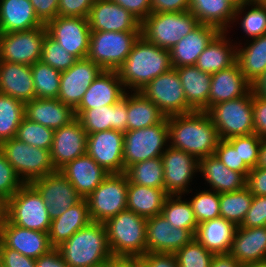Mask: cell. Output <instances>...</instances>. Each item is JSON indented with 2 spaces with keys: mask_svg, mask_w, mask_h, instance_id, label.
<instances>
[{
  "mask_svg": "<svg viewBox=\"0 0 266 267\" xmlns=\"http://www.w3.org/2000/svg\"><path fill=\"white\" fill-rule=\"evenodd\" d=\"M199 24L190 11L151 13L141 22V36L162 49L170 50Z\"/></svg>",
  "mask_w": 266,
  "mask_h": 267,
  "instance_id": "obj_6",
  "label": "cell"
},
{
  "mask_svg": "<svg viewBox=\"0 0 266 267\" xmlns=\"http://www.w3.org/2000/svg\"><path fill=\"white\" fill-rule=\"evenodd\" d=\"M0 151L23 183H31L56 171L50 150L28 145L15 137L1 142Z\"/></svg>",
  "mask_w": 266,
  "mask_h": 267,
  "instance_id": "obj_7",
  "label": "cell"
},
{
  "mask_svg": "<svg viewBox=\"0 0 266 267\" xmlns=\"http://www.w3.org/2000/svg\"><path fill=\"white\" fill-rule=\"evenodd\" d=\"M228 32L221 31L199 55L196 67L208 74H215L236 63L237 42L226 37ZM233 44V45H232Z\"/></svg>",
  "mask_w": 266,
  "mask_h": 267,
  "instance_id": "obj_36",
  "label": "cell"
},
{
  "mask_svg": "<svg viewBox=\"0 0 266 267\" xmlns=\"http://www.w3.org/2000/svg\"><path fill=\"white\" fill-rule=\"evenodd\" d=\"M128 181L140 186L164 188L163 161L161 157L140 161L124 172Z\"/></svg>",
  "mask_w": 266,
  "mask_h": 267,
  "instance_id": "obj_42",
  "label": "cell"
},
{
  "mask_svg": "<svg viewBox=\"0 0 266 267\" xmlns=\"http://www.w3.org/2000/svg\"><path fill=\"white\" fill-rule=\"evenodd\" d=\"M140 92L153 101L166 117L195 111L186 101L181 81L174 68L151 80Z\"/></svg>",
  "mask_w": 266,
  "mask_h": 267,
  "instance_id": "obj_12",
  "label": "cell"
},
{
  "mask_svg": "<svg viewBox=\"0 0 266 267\" xmlns=\"http://www.w3.org/2000/svg\"><path fill=\"white\" fill-rule=\"evenodd\" d=\"M141 32L91 31L87 59L103 70H118Z\"/></svg>",
  "mask_w": 266,
  "mask_h": 267,
  "instance_id": "obj_9",
  "label": "cell"
},
{
  "mask_svg": "<svg viewBox=\"0 0 266 267\" xmlns=\"http://www.w3.org/2000/svg\"><path fill=\"white\" fill-rule=\"evenodd\" d=\"M47 35L78 60L89 51L91 29L87 18L57 16L45 24Z\"/></svg>",
  "mask_w": 266,
  "mask_h": 267,
  "instance_id": "obj_14",
  "label": "cell"
},
{
  "mask_svg": "<svg viewBox=\"0 0 266 267\" xmlns=\"http://www.w3.org/2000/svg\"><path fill=\"white\" fill-rule=\"evenodd\" d=\"M252 89L258 95L266 98V71L260 78L252 85Z\"/></svg>",
  "mask_w": 266,
  "mask_h": 267,
  "instance_id": "obj_66",
  "label": "cell"
},
{
  "mask_svg": "<svg viewBox=\"0 0 266 267\" xmlns=\"http://www.w3.org/2000/svg\"><path fill=\"white\" fill-rule=\"evenodd\" d=\"M246 187L256 196H266V168L255 167L248 172Z\"/></svg>",
  "mask_w": 266,
  "mask_h": 267,
  "instance_id": "obj_60",
  "label": "cell"
},
{
  "mask_svg": "<svg viewBox=\"0 0 266 267\" xmlns=\"http://www.w3.org/2000/svg\"><path fill=\"white\" fill-rule=\"evenodd\" d=\"M38 19L45 25L58 16L59 0H29Z\"/></svg>",
  "mask_w": 266,
  "mask_h": 267,
  "instance_id": "obj_59",
  "label": "cell"
},
{
  "mask_svg": "<svg viewBox=\"0 0 266 267\" xmlns=\"http://www.w3.org/2000/svg\"><path fill=\"white\" fill-rule=\"evenodd\" d=\"M163 161L164 190L168 195L190 193V182L198 173L199 160L185 151L168 146L161 155Z\"/></svg>",
  "mask_w": 266,
  "mask_h": 267,
  "instance_id": "obj_15",
  "label": "cell"
},
{
  "mask_svg": "<svg viewBox=\"0 0 266 267\" xmlns=\"http://www.w3.org/2000/svg\"><path fill=\"white\" fill-rule=\"evenodd\" d=\"M87 133L75 117L67 125L54 132L50 156L55 170L86 154Z\"/></svg>",
  "mask_w": 266,
  "mask_h": 267,
  "instance_id": "obj_21",
  "label": "cell"
},
{
  "mask_svg": "<svg viewBox=\"0 0 266 267\" xmlns=\"http://www.w3.org/2000/svg\"><path fill=\"white\" fill-rule=\"evenodd\" d=\"M235 9L229 0H190L189 3V11L200 24L212 25L225 32L233 24Z\"/></svg>",
  "mask_w": 266,
  "mask_h": 267,
  "instance_id": "obj_37",
  "label": "cell"
},
{
  "mask_svg": "<svg viewBox=\"0 0 266 267\" xmlns=\"http://www.w3.org/2000/svg\"><path fill=\"white\" fill-rule=\"evenodd\" d=\"M55 130L45 127L39 123L23 118L18 127L16 137L28 145L50 150L52 147Z\"/></svg>",
  "mask_w": 266,
  "mask_h": 267,
  "instance_id": "obj_47",
  "label": "cell"
},
{
  "mask_svg": "<svg viewBox=\"0 0 266 267\" xmlns=\"http://www.w3.org/2000/svg\"><path fill=\"white\" fill-rule=\"evenodd\" d=\"M252 2L266 4V0H252Z\"/></svg>",
  "mask_w": 266,
  "mask_h": 267,
  "instance_id": "obj_71",
  "label": "cell"
},
{
  "mask_svg": "<svg viewBox=\"0 0 266 267\" xmlns=\"http://www.w3.org/2000/svg\"><path fill=\"white\" fill-rule=\"evenodd\" d=\"M0 93L24 104L35 98L34 82L29 65L0 61Z\"/></svg>",
  "mask_w": 266,
  "mask_h": 267,
  "instance_id": "obj_27",
  "label": "cell"
},
{
  "mask_svg": "<svg viewBox=\"0 0 266 267\" xmlns=\"http://www.w3.org/2000/svg\"><path fill=\"white\" fill-rule=\"evenodd\" d=\"M31 184L46 203L51 220L83 199L60 170L35 179Z\"/></svg>",
  "mask_w": 266,
  "mask_h": 267,
  "instance_id": "obj_17",
  "label": "cell"
},
{
  "mask_svg": "<svg viewBox=\"0 0 266 267\" xmlns=\"http://www.w3.org/2000/svg\"><path fill=\"white\" fill-rule=\"evenodd\" d=\"M0 267H35V259L7 248L0 241Z\"/></svg>",
  "mask_w": 266,
  "mask_h": 267,
  "instance_id": "obj_56",
  "label": "cell"
},
{
  "mask_svg": "<svg viewBox=\"0 0 266 267\" xmlns=\"http://www.w3.org/2000/svg\"><path fill=\"white\" fill-rule=\"evenodd\" d=\"M78 59L69 54L56 41L46 35L43 45L41 61L60 72L69 69Z\"/></svg>",
  "mask_w": 266,
  "mask_h": 267,
  "instance_id": "obj_50",
  "label": "cell"
},
{
  "mask_svg": "<svg viewBox=\"0 0 266 267\" xmlns=\"http://www.w3.org/2000/svg\"><path fill=\"white\" fill-rule=\"evenodd\" d=\"M190 0H151V13L189 11Z\"/></svg>",
  "mask_w": 266,
  "mask_h": 267,
  "instance_id": "obj_62",
  "label": "cell"
},
{
  "mask_svg": "<svg viewBox=\"0 0 266 267\" xmlns=\"http://www.w3.org/2000/svg\"><path fill=\"white\" fill-rule=\"evenodd\" d=\"M209 108L215 104L245 96L252 84L240 72L237 63L211 75Z\"/></svg>",
  "mask_w": 266,
  "mask_h": 267,
  "instance_id": "obj_28",
  "label": "cell"
},
{
  "mask_svg": "<svg viewBox=\"0 0 266 267\" xmlns=\"http://www.w3.org/2000/svg\"><path fill=\"white\" fill-rule=\"evenodd\" d=\"M35 267H69L63 260L57 248L51 249L46 254L35 259Z\"/></svg>",
  "mask_w": 266,
  "mask_h": 267,
  "instance_id": "obj_63",
  "label": "cell"
},
{
  "mask_svg": "<svg viewBox=\"0 0 266 267\" xmlns=\"http://www.w3.org/2000/svg\"><path fill=\"white\" fill-rule=\"evenodd\" d=\"M126 92L116 70H103L86 89L82 101L75 110L114 105L124 97Z\"/></svg>",
  "mask_w": 266,
  "mask_h": 267,
  "instance_id": "obj_24",
  "label": "cell"
},
{
  "mask_svg": "<svg viewBox=\"0 0 266 267\" xmlns=\"http://www.w3.org/2000/svg\"><path fill=\"white\" fill-rule=\"evenodd\" d=\"M193 238L194 234L190 230L171 226L162 214L147 218V253L174 254Z\"/></svg>",
  "mask_w": 266,
  "mask_h": 267,
  "instance_id": "obj_19",
  "label": "cell"
},
{
  "mask_svg": "<svg viewBox=\"0 0 266 267\" xmlns=\"http://www.w3.org/2000/svg\"><path fill=\"white\" fill-rule=\"evenodd\" d=\"M198 172L211 190L219 194L239 191L246 186V178L240 172L225 166L215 154L199 160Z\"/></svg>",
  "mask_w": 266,
  "mask_h": 267,
  "instance_id": "obj_31",
  "label": "cell"
},
{
  "mask_svg": "<svg viewBox=\"0 0 266 267\" xmlns=\"http://www.w3.org/2000/svg\"><path fill=\"white\" fill-rule=\"evenodd\" d=\"M45 25L26 31L0 33V61L33 65L41 60Z\"/></svg>",
  "mask_w": 266,
  "mask_h": 267,
  "instance_id": "obj_13",
  "label": "cell"
},
{
  "mask_svg": "<svg viewBox=\"0 0 266 267\" xmlns=\"http://www.w3.org/2000/svg\"><path fill=\"white\" fill-rule=\"evenodd\" d=\"M178 267H211L214 254L195 238L175 253Z\"/></svg>",
  "mask_w": 266,
  "mask_h": 267,
  "instance_id": "obj_49",
  "label": "cell"
},
{
  "mask_svg": "<svg viewBox=\"0 0 266 267\" xmlns=\"http://www.w3.org/2000/svg\"><path fill=\"white\" fill-rule=\"evenodd\" d=\"M124 133L113 129L87 135L86 153L109 173H124Z\"/></svg>",
  "mask_w": 266,
  "mask_h": 267,
  "instance_id": "obj_16",
  "label": "cell"
},
{
  "mask_svg": "<svg viewBox=\"0 0 266 267\" xmlns=\"http://www.w3.org/2000/svg\"><path fill=\"white\" fill-rule=\"evenodd\" d=\"M211 267H245L230 253L214 254Z\"/></svg>",
  "mask_w": 266,
  "mask_h": 267,
  "instance_id": "obj_65",
  "label": "cell"
},
{
  "mask_svg": "<svg viewBox=\"0 0 266 267\" xmlns=\"http://www.w3.org/2000/svg\"><path fill=\"white\" fill-rule=\"evenodd\" d=\"M207 114L220 139L254 134L252 89L243 97L211 106Z\"/></svg>",
  "mask_w": 266,
  "mask_h": 267,
  "instance_id": "obj_8",
  "label": "cell"
},
{
  "mask_svg": "<svg viewBox=\"0 0 266 267\" xmlns=\"http://www.w3.org/2000/svg\"><path fill=\"white\" fill-rule=\"evenodd\" d=\"M169 146L167 117L158 124L124 133L125 170L140 161L161 157Z\"/></svg>",
  "mask_w": 266,
  "mask_h": 267,
  "instance_id": "obj_10",
  "label": "cell"
},
{
  "mask_svg": "<svg viewBox=\"0 0 266 267\" xmlns=\"http://www.w3.org/2000/svg\"><path fill=\"white\" fill-rule=\"evenodd\" d=\"M57 249L69 267H98L113 256L105 226L98 222L80 229Z\"/></svg>",
  "mask_w": 266,
  "mask_h": 267,
  "instance_id": "obj_3",
  "label": "cell"
},
{
  "mask_svg": "<svg viewBox=\"0 0 266 267\" xmlns=\"http://www.w3.org/2000/svg\"><path fill=\"white\" fill-rule=\"evenodd\" d=\"M215 155L229 169L240 172L245 178L251 170L240 158L238 149L227 140L220 139L215 150Z\"/></svg>",
  "mask_w": 266,
  "mask_h": 267,
  "instance_id": "obj_53",
  "label": "cell"
},
{
  "mask_svg": "<svg viewBox=\"0 0 266 267\" xmlns=\"http://www.w3.org/2000/svg\"><path fill=\"white\" fill-rule=\"evenodd\" d=\"M91 222L88 203L83 198L79 203L67 208L59 217L51 220V227L48 233L50 244L57 248L74 233L87 227Z\"/></svg>",
  "mask_w": 266,
  "mask_h": 267,
  "instance_id": "obj_33",
  "label": "cell"
},
{
  "mask_svg": "<svg viewBox=\"0 0 266 267\" xmlns=\"http://www.w3.org/2000/svg\"><path fill=\"white\" fill-rule=\"evenodd\" d=\"M189 202L198 224L220 217L219 193L214 190L198 191Z\"/></svg>",
  "mask_w": 266,
  "mask_h": 267,
  "instance_id": "obj_48",
  "label": "cell"
},
{
  "mask_svg": "<svg viewBox=\"0 0 266 267\" xmlns=\"http://www.w3.org/2000/svg\"><path fill=\"white\" fill-rule=\"evenodd\" d=\"M182 195H169L163 205L161 214L169 221L171 226L190 230L194 235L198 223L189 200L182 201Z\"/></svg>",
  "mask_w": 266,
  "mask_h": 267,
  "instance_id": "obj_41",
  "label": "cell"
},
{
  "mask_svg": "<svg viewBox=\"0 0 266 267\" xmlns=\"http://www.w3.org/2000/svg\"><path fill=\"white\" fill-rule=\"evenodd\" d=\"M128 178L125 173H110L85 199L92 222L104 223L127 209Z\"/></svg>",
  "mask_w": 266,
  "mask_h": 267,
  "instance_id": "obj_11",
  "label": "cell"
},
{
  "mask_svg": "<svg viewBox=\"0 0 266 267\" xmlns=\"http://www.w3.org/2000/svg\"><path fill=\"white\" fill-rule=\"evenodd\" d=\"M60 171L82 198L88 197L110 174L87 153L68 162Z\"/></svg>",
  "mask_w": 266,
  "mask_h": 267,
  "instance_id": "obj_25",
  "label": "cell"
},
{
  "mask_svg": "<svg viewBox=\"0 0 266 267\" xmlns=\"http://www.w3.org/2000/svg\"><path fill=\"white\" fill-rule=\"evenodd\" d=\"M24 112L23 102L0 93V143L16 137Z\"/></svg>",
  "mask_w": 266,
  "mask_h": 267,
  "instance_id": "obj_44",
  "label": "cell"
},
{
  "mask_svg": "<svg viewBox=\"0 0 266 267\" xmlns=\"http://www.w3.org/2000/svg\"><path fill=\"white\" fill-rule=\"evenodd\" d=\"M266 226V196L253 195L248 212L240 227L254 228Z\"/></svg>",
  "mask_w": 266,
  "mask_h": 267,
  "instance_id": "obj_54",
  "label": "cell"
},
{
  "mask_svg": "<svg viewBox=\"0 0 266 267\" xmlns=\"http://www.w3.org/2000/svg\"><path fill=\"white\" fill-rule=\"evenodd\" d=\"M261 137L257 134L234 136L227 140L238 149L240 158L243 159L244 163L253 169L256 167L258 161V153L261 143Z\"/></svg>",
  "mask_w": 266,
  "mask_h": 267,
  "instance_id": "obj_51",
  "label": "cell"
},
{
  "mask_svg": "<svg viewBox=\"0 0 266 267\" xmlns=\"http://www.w3.org/2000/svg\"><path fill=\"white\" fill-rule=\"evenodd\" d=\"M4 208L5 203L0 199V223L3 221L4 218Z\"/></svg>",
  "mask_w": 266,
  "mask_h": 267,
  "instance_id": "obj_69",
  "label": "cell"
},
{
  "mask_svg": "<svg viewBox=\"0 0 266 267\" xmlns=\"http://www.w3.org/2000/svg\"><path fill=\"white\" fill-rule=\"evenodd\" d=\"M98 267H107V262L104 265L98 266Z\"/></svg>",
  "mask_w": 266,
  "mask_h": 267,
  "instance_id": "obj_72",
  "label": "cell"
},
{
  "mask_svg": "<svg viewBox=\"0 0 266 267\" xmlns=\"http://www.w3.org/2000/svg\"><path fill=\"white\" fill-rule=\"evenodd\" d=\"M243 266L266 260V226H237L229 252Z\"/></svg>",
  "mask_w": 266,
  "mask_h": 267,
  "instance_id": "obj_29",
  "label": "cell"
},
{
  "mask_svg": "<svg viewBox=\"0 0 266 267\" xmlns=\"http://www.w3.org/2000/svg\"><path fill=\"white\" fill-rule=\"evenodd\" d=\"M103 69L85 58L77 60L69 69L61 72L57 99L75 110L83 99L86 89Z\"/></svg>",
  "mask_w": 266,
  "mask_h": 267,
  "instance_id": "obj_18",
  "label": "cell"
},
{
  "mask_svg": "<svg viewBox=\"0 0 266 267\" xmlns=\"http://www.w3.org/2000/svg\"><path fill=\"white\" fill-rule=\"evenodd\" d=\"M129 11L140 23L151 14V0H110Z\"/></svg>",
  "mask_w": 266,
  "mask_h": 267,
  "instance_id": "obj_58",
  "label": "cell"
},
{
  "mask_svg": "<svg viewBox=\"0 0 266 267\" xmlns=\"http://www.w3.org/2000/svg\"><path fill=\"white\" fill-rule=\"evenodd\" d=\"M23 184L13 166L0 151V199L6 203Z\"/></svg>",
  "mask_w": 266,
  "mask_h": 267,
  "instance_id": "obj_52",
  "label": "cell"
},
{
  "mask_svg": "<svg viewBox=\"0 0 266 267\" xmlns=\"http://www.w3.org/2000/svg\"><path fill=\"white\" fill-rule=\"evenodd\" d=\"M127 93L128 130L142 129L161 123L166 116L140 91Z\"/></svg>",
  "mask_w": 266,
  "mask_h": 267,
  "instance_id": "obj_40",
  "label": "cell"
},
{
  "mask_svg": "<svg viewBox=\"0 0 266 267\" xmlns=\"http://www.w3.org/2000/svg\"><path fill=\"white\" fill-rule=\"evenodd\" d=\"M44 24L29 0H0V33L31 30Z\"/></svg>",
  "mask_w": 266,
  "mask_h": 267,
  "instance_id": "obj_32",
  "label": "cell"
},
{
  "mask_svg": "<svg viewBox=\"0 0 266 267\" xmlns=\"http://www.w3.org/2000/svg\"><path fill=\"white\" fill-rule=\"evenodd\" d=\"M168 196L164 188L140 186L128 181L127 209L146 219L154 217L161 214Z\"/></svg>",
  "mask_w": 266,
  "mask_h": 267,
  "instance_id": "obj_38",
  "label": "cell"
},
{
  "mask_svg": "<svg viewBox=\"0 0 266 267\" xmlns=\"http://www.w3.org/2000/svg\"><path fill=\"white\" fill-rule=\"evenodd\" d=\"M245 267H266V260L258 262V263H252V264L246 265Z\"/></svg>",
  "mask_w": 266,
  "mask_h": 267,
  "instance_id": "obj_70",
  "label": "cell"
},
{
  "mask_svg": "<svg viewBox=\"0 0 266 267\" xmlns=\"http://www.w3.org/2000/svg\"><path fill=\"white\" fill-rule=\"evenodd\" d=\"M140 260L142 267H178L175 254L146 253Z\"/></svg>",
  "mask_w": 266,
  "mask_h": 267,
  "instance_id": "obj_61",
  "label": "cell"
},
{
  "mask_svg": "<svg viewBox=\"0 0 266 267\" xmlns=\"http://www.w3.org/2000/svg\"><path fill=\"white\" fill-rule=\"evenodd\" d=\"M95 0H59L58 16L87 18Z\"/></svg>",
  "mask_w": 266,
  "mask_h": 267,
  "instance_id": "obj_55",
  "label": "cell"
},
{
  "mask_svg": "<svg viewBox=\"0 0 266 267\" xmlns=\"http://www.w3.org/2000/svg\"><path fill=\"white\" fill-rule=\"evenodd\" d=\"M247 41L243 48L237 45L236 63L253 85L266 71V34Z\"/></svg>",
  "mask_w": 266,
  "mask_h": 267,
  "instance_id": "obj_39",
  "label": "cell"
},
{
  "mask_svg": "<svg viewBox=\"0 0 266 267\" xmlns=\"http://www.w3.org/2000/svg\"><path fill=\"white\" fill-rule=\"evenodd\" d=\"M146 223V218L128 209L106 220L103 224L112 255L140 258L146 254Z\"/></svg>",
  "mask_w": 266,
  "mask_h": 267,
  "instance_id": "obj_4",
  "label": "cell"
},
{
  "mask_svg": "<svg viewBox=\"0 0 266 267\" xmlns=\"http://www.w3.org/2000/svg\"><path fill=\"white\" fill-rule=\"evenodd\" d=\"M177 70L187 103L195 111L209 109V91L211 87V74L205 73L195 65L181 66Z\"/></svg>",
  "mask_w": 266,
  "mask_h": 267,
  "instance_id": "obj_35",
  "label": "cell"
},
{
  "mask_svg": "<svg viewBox=\"0 0 266 267\" xmlns=\"http://www.w3.org/2000/svg\"><path fill=\"white\" fill-rule=\"evenodd\" d=\"M91 31L141 32V23L110 0H95L87 17Z\"/></svg>",
  "mask_w": 266,
  "mask_h": 267,
  "instance_id": "obj_20",
  "label": "cell"
},
{
  "mask_svg": "<svg viewBox=\"0 0 266 267\" xmlns=\"http://www.w3.org/2000/svg\"><path fill=\"white\" fill-rule=\"evenodd\" d=\"M256 167L266 168V138L261 139Z\"/></svg>",
  "mask_w": 266,
  "mask_h": 267,
  "instance_id": "obj_67",
  "label": "cell"
},
{
  "mask_svg": "<svg viewBox=\"0 0 266 267\" xmlns=\"http://www.w3.org/2000/svg\"><path fill=\"white\" fill-rule=\"evenodd\" d=\"M229 2L237 8L247 3H251L252 0H229Z\"/></svg>",
  "mask_w": 266,
  "mask_h": 267,
  "instance_id": "obj_68",
  "label": "cell"
},
{
  "mask_svg": "<svg viewBox=\"0 0 266 267\" xmlns=\"http://www.w3.org/2000/svg\"><path fill=\"white\" fill-rule=\"evenodd\" d=\"M172 68L170 50L162 49L140 35L117 73L125 89L134 92L141 91L151 80Z\"/></svg>",
  "mask_w": 266,
  "mask_h": 267,
  "instance_id": "obj_2",
  "label": "cell"
},
{
  "mask_svg": "<svg viewBox=\"0 0 266 267\" xmlns=\"http://www.w3.org/2000/svg\"><path fill=\"white\" fill-rule=\"evenodd\" d=\"M252 108L255 134L266 138V98L258 95L252 89Z\"/></svg>",
  "mask_w": 266,
  "mask_h": 267,
  "instance_id": "obj_57",
  "label": "cell"
},
{
  "mask_svg": "<svg viewBox=\"0 0 266 267\" xmlns=\"http://www.w3.org/2000/svg\"><path fill=\"white\" fill-rule=\"evenodd\" d=\"M169 146L197 160L214 155L220 141L217 128L206 111H193L167 117Z\"/></svg>",
  "mask_w": 266,
  "mask_h": 267,
  "instance_id": "obj_1",
  "label": "cell"
},
{
  "mask_svg": "<svg viewBox=\"0 0 266 267\" xmlns=\"http://www.w3.org/2000/svg\"><path fill=\"white\" fill-rule=\"evenodd\" d=\"M87 135L98 131L115 130L125 133L128 131L127 122V92L114 105H106L87 110H74Z\"/></svg>",
  "mask_w": 266,
  "mask_h": 267,
  "instance_id": "obj_23",
  "label": "cell"
},
{
  "mask_svg": "<svg viewBox=\"0 0 266 267\" xmlns=\"http://www.w3.org/2000/svg\"><path fill=\"white\" fill-rule=\"evenodd\" d=\"M107 267H142V263L139 257L112 256Z\"/></svg>",
  "mask_w": 266,
  "mask_h": 267,
  "instance_id": "obj_64",
  "label": "cell"
},
{
  "mask_svg": "<svg viewBox=\"0 0 266 267\" xmlns=\"http://www.w3.org/2000/svg\"><path fill=\"white\" fill-rule=\"evenodd\" d=\"M0 241L7 248L32 259H37L54 248L50 244L48 233L19 227L12 224L5 216L0 223Z\"/></svg>",
  "mask_w": 266,
  "mask_h": 267,
  "instance_id": "obj_22",
  "label": "cell"
},
{
  "mask_svg": "<svg viewBox=\"0 0 266 267\" xmlns=\"http://www.w3.org/2000/svg\"><path fill=\"white\" fill-rule=\"evenodd\" d=\"M25 118L53 130L67 125L75 118L74 110L57 98H34L25 103Z\"/></svg>",
  "mask_w": 266,
  "mask_h": 267,
  "instance_id": "obj_30",
  "label": "cell"
},
{
  "mask_svg": "<svg viewBox=\"0 0 266 267\" xmlns=\"http://www.w3.org/2000/svg\"><path fill=\"white\" fill-rule=\"evenodd\" d=\"M237 226L223 217L198 224L194 238L213 254L229 253Z\"/></svg>",
  "mask_w": 266,
  "mask_h": 267,
  "instance_id": "obj_34",
  "label": "cell"
},
{
  "mask_svg": "<svg viewBox=\"0 0 266 267\" xmlns=\"http://www.w3.org/2000/svg\"><path fill=\"white\" fill-rule=\"evenodd\" d=\"M220 32L215 26L199 24L170 49L172 67L196 65L199 55Z\"/></svg>",
  "mask_w": 266,
  "mask_h": 267,
  "instance_id": "obj_26",
  "label": "cell"
},
{
  "mask_svg": "<svg viewBox=\"0 0 266 267\" xmlns=\"http://www.w3.org/2000/svg\"><path fill=\"white\" fill-rule=\"evenodd\" d=\"M253 194L245 186L239 191L219 194L220 217L240 226L248 212Z\"/></svg>",
  "mask_w": 266,
  "mask_h": 267,
  "instance_id": "obj_43",
  "label": "cell"
},
{
  "mask_svg": "<svg viewBox=\"0 0 266 267\" xmlns=\"http://www.w3.org/2000/svg\"><path fill=\"white\" fill-rule=\"evenodd\" d=\"M30 67L34 82L35 98H57L61 72L43 63L41 60Z\"/></svg>",
  "mask_w": 266,
  "mask_h": 267,
  "instance_id": "obj_45",
  "label": "cell"
},
{
  "mask_svg": "<svg viewBox=\"0 0 266 267\" xmlns=\"http://www.w3.org/2000/svg\"><path fill=\"white\" fill-rule=\"evenodd\" d=\"M4 216L25 229L49 233L51 227L48 207L31 183H24L5 203Z\"/></svg>",
  "mask_w": 266,
  "mask_h": 267,
  "instance_id": "obj_5",
  "label": "cell"
},
{
  "mask_svg": "<svg viewBox=\"0 0 266 267\" xmlns=\"http://www.w3.org/2000/svg\"><path fill=\"white\" fill-rule=\"evenodd\" d=\"M246 8L249 11L246 12ZM244 10L245 13H243ZM242 13L245 14V16L243 15L241 19L240 17ZM238 19L241 21V23H239L241 29L248 38L253 39L266 34V4L251 2L237 7L235 9L233 23Z\"/></svg>",
  "mask_w": 266,
  "mask_h": 267,
  "instance_id": "obj_46",
  "label": "cell"
}]
</instances>
